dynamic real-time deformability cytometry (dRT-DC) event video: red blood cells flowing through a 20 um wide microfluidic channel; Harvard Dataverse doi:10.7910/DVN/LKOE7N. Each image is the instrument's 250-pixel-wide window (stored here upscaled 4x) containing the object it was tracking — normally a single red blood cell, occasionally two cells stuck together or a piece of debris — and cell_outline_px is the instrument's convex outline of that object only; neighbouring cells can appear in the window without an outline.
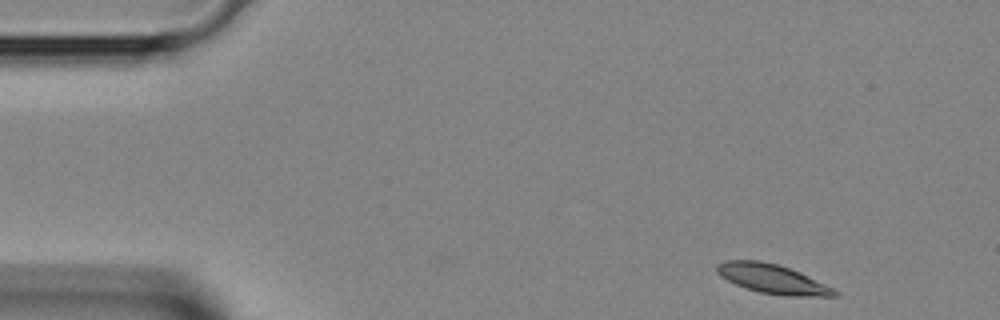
{"species": "Egyptian fruit bat (a non-hibernating species)", "species_latin": "Rousettus aegyptiacus", "temperature_condition": "room temperature", "stored_images_in_passage": 4, "camera_frame_rate_fps": 3000, "um_per_image_px": 0.085, "animal": {"sex": "female"}, "frame": {"image": 1, "passage_image": 4, "time_ms": 1.0, "image_size_px": [1000, 320], "cell_outline_px": [[840, 296], [784, 296], [760, 292], [736, 284], [720, 276], [716, 272], [716, 264], [724, 260], [760, 260], [780, 264], [800, 272], [840, 292]], "centroid_in_image_um": [65.65, 23.69], "position_along_channel_um": 19.4, "area_um2": 20.11}}